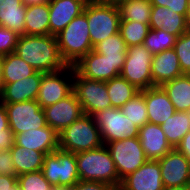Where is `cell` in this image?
Listing matches in <instances>:
<instances>
[{
  "instance_id": "1",
  "label": "cell",
  "mask_w": 190,
  "mask_h": 190,
  "mask_svg": "<svg viewBox=\"0 0 190 190\" xmlns=\"http://www.w3.org/2000/svg\"><path fill=\"white\" fill-rule=\"evenodd\" d=\"M15 53L31 65L36 71L51 73L66 68L55 36L22 35L19 36Z\"/></svg>"
},
{
  "instance_id": "2",
  "label": "cell",
  "mask_w": 190,
  "mask_h": 190,
  "mask_svg": "<svg viewBox=\"0 0 190 190\" xmlns=\"http://www.w3.org/2000/svg\"><path fill=\"white\" fill-rule=\"evenodd\" d=\"M75 156L79 180L104 182L114 188L120 187L121 180L106 145L78 152Z\"/></svg>"
},
{
  "instance_id": "3",
  "label": "cell",
  "mask_w": 190,
  "mask_h": 190,
  "mask_svg": "<svg viewBox=\"0 0 190 190\" xmlns=\"http://www.w3.org/2000/svg\"><path fill=\"white\" fill-rule=\"evenodd\" d=\"M55 37L61 57L67 65L73 66L94 49L90 40L87 16L84 12L75 17Z\"/></svg>"
},
{
  "instance_id": "4",
  "label": "cell",
  "mask_w": 190,
  "mask_h": 190,
  "mask_svg": "<svg viewBox=\"0 0 190 190\" xmlns=\"http://www.w3.org/2000/svg\"><path fill=\"white\" fill-rule=\"evenodd\" d=\"M58 136L59 149L75 154L104 145L98 126L92 116L86 114L63 129Z\"/></svg>"
},
{
  "instance_id": "5",
  "label": "cell",
  "mask_w": 190,
  "mask_h": 190,
  "mask_svg": "<svg viewBox=\"0 0 190 190\" xmlns=\"http://www.w3.org/2000/svg\"><path fill=\"white\" fill-rule=\"evenodd\" d=\"M83 12L87 16L91 44L99 42L119 32L120 17L117 7L88 1Z\"/></svg>"
},
{
  "instance_id": "6",
  "label": "cell",
  "mask_w": 190,
  "mask_h": 190,
  "mask_svg": "<svg viewBox=\"0 0 190 190\" xmlns=\"http://www.w3.org/2000/svg\"><path fill=\"white\" fill-rule=\"evenodd\" d=\"M73 80V92L81 104L83 113L92 115L93 113L105 110L111 107V100L108 96L106 82L87 79L81 76L71 66V74Z\"/></svg>"
},
{
  "instance_id": "7",
  "label": "cell",
  "mask_w": 190,
  "mask_h": 190,
  "mask_svg": "<svg viewBox=\"0 0 190 190\" xmlns=\"http://www.w3.org/2000/svg\"><path fill=\"white\" fill-rule=\"evenodd\" d=\"M91 116L100 130L104 145L125 138L138 137L139 128L122 113L120 108L111 106Z\"/></svg>"
},
{
  "instance_id": "8",
  "label": "cell",
  "mask_w": 190,
  "mask_h": 190,
  "mask_svg": "<svg viewBox=\"0 0 190 190\" xmlns=\"http://www.w3.org/2000/svg\"><path fill=\"white\" fill-rule=\"evenodd\" d=\"M44 177L52 186H74L79 182L75 153L57 149L44 157Z\"/></svg>"
},
{
  "instance_id": "9",
  "label": "cell",
  "mask_w": 190,
  "mask_h": 190,
  "mask_svg": "<svg viewBox=\"0 0 190 190\" xmlns=\"http://www.w3.org/2000/svg\"><path fill=\"white\" fill-rule=\"evenodd\" d=\"M152 58L153 54L143 45L127 47L126 59L120 76L139 90L152 87Z\"/></svg>"
},
{
  "instance_id": "10",
  "label": "cell",
  "mask_w": 190,
  "mask_h": 190,
  "mask_svg": "<svg viewBox=\"0 0 190 190\" xmlns=\"http://www.w3.org/2000/svg\"><path fill=\"white\" fill-rule=\"evenodd\" d=\"M105 145L115 163L120 180L136 171L147 161L138 137L125 138Z\"/></svg>"
},
{
  "instance_id": "11",
  "label": "cell",
  "mask_w": 190,
  "mask_h": 190,
  "mask_svg": "<svg viewBox=\"0 0 190 190\" xmlns=\"http://www.w3.org/2000/svg\"><path fill=\"white\" fill-rule=\"evenodd\" d=\"M9 127L14 134L47 126L44 110L36 100L4 103Z\"/></svg>"
},
{
  "instance_id": "12",
  "label": "cell",
  "mask_w": 190,
  "mask_h": 190,
  "mask_svg": "<svg viewBox=\"0 0 190 190\" xmlns=\"http://www.w3.org/2000/svg\"><path fill=\"white\" fill-rule=\"evenodd\" d=\"M123 65L124 63L109 62L105 56L91 50L73 66L81 76L87 79L107 82L120 76Z\"/></svg>"
},
{
  "instance_id": "13",
  "label": "cell",
  "mask_w": 190,
  "mask_h": 190,
  "mask_svg": "<svg viewBox=\"0 0 190 190\" xmlns=\"http://www.w3.org/2000/svg\"><path fill=\"white\" fill-rule=\"evenodd\" d=\"M65 71L71 73V65L55 72L43 74L36 98L42 109L66 98L73 92V81H67V78L62 75Z\"/></svg>"
},
{
  "instance_id": "14",
  "label": "cell",
  "mask_w": 190,
  "mask_h": 190,
  "mask_svg": "<svg viewBox=\"0 0 190 190\" xmlns=\"http://www.w3.org/2000/svg\"><path fill=\"white\" fill-rule=\"evenodd\" d=\"M43 110L47 125L58 134L84 114L74 92L55 104L43 108Z\"/></svg>"
},
{
  "instance_id": "15",
  "label": "cell",
  "mask_w": 190,
  "mask_h": 190,
  "mask_svg": "<svg viewBox=\"0 0 190 190\" xmlns=\"http://www.w3.org/2000/svg\"><path fill=\"white\" fill-rule=\"evenodd\" d=\"M158 160H147L136 171L121 180V190H162L164 184Z\"/></svg>"
},
{
  "instance_id": "16",
  "label": "cell",
  "mask_w": 190,
  "mask_h": 190,
  "mask_svg": "<svg viewBox=\"0 0 190 190\" xmlns=\"http://www.w3.org/2000/svg\"><path fill=\"white\" fill-rule=\"evenodd\" d=\"M158 161L164 186H185L190 182V160L176 148H173Z\"/></svg>"
},
{
  "instance_id": "17",
  "label": "cell",
  "mask_w": 190,
  "mask_h": 190,
  "mask_svg": "<svg viewBox=\"0 0 190 190\" xmlns=\"http://www.w3.org/2000/svg\"><path fill=\"white\" fill-rule=\"evenodd\" d=\"M89 0H50L49 35L59 34L75 17L79 16Z\"/></svg>"
},
{
  "instance_id": "18",
  "label": "cell",
  "mask_w": 190,
  "mask_h": 190,
  "mask_svg": "<svg viewBox=\"0 0 190 190\" xmlns=\"http://www.w3.org/2000/svg\"><path fill=\"white\" fill-rule=\"evenodd\" d=\"M138 138L147 160H159L173 149L158 124H144L139 128Z\"/></svg>"
},
{
  "instance_id": "19",
  "label": "cell",
  "mask_w": 190,
  "mask_h": 190,
  "mask_svg": "<svg viewBox=\"0 0 190 190\" xmlns=\"http://www.w3.org/2000/svg\"><path fill=\"white\" fill-rule=\"evenodd\" d=\"M15 144L43 152L46 155L59 149V136L53 128L47 125L40 129H29L16 134Z\"/></svg>"
},
{
  "instance_id": "20",
  "label": "cell",
  "mask_w": 190,
  "mask_h": 190,
  "mask_svg": "<svg viewBox=\"0 0 190 190\" xmlns=\"http://www.w3.org/2000/svg\"><path fill=\"white\" fill-rule=\"evenodd\" d=\"M140 92L145 98L149 123L162 125L174 114V105L161 86H152Z\"/></svg>"
},
{
  "instance_id": "21",
  "label": "cell",
  "mask_w": 190,
  "mask_h": 190,
  "mask_svg": "<svg viewBox=\"0 0 190 190\" xmlns=\"http://www.w3.org/2000/svg\"><path fill=\"white\" fill-rule=\"evenodd\" d=\"M43 74V72L36 71L29 77L18 80L14 83L5 84L0 93V100L3 103L36 100Z\"/></svg>"
},
{
  "instance_id": "22",
  "label": "cell",
  "mask_w": 190,
  "mask_h": 190,
  "mask_svg": "<svg viewBox=\"0 0 190 190\" xmlns=\"http://www.w3.org/2000/svg\"><path fill=\"white\" fill-rule=\"evenodd\" d=\"M182 75L184 74L180 68L178 56L173 48L153 55L151 64L153 86H161L165 82Z\"/></svg>"
},
{
  "instance_id": "23",
  "label": "cell",
  "mask_w": 190,
  "mask_h": 190,
  "mask_svg": "<svg viewBox=\"0 0 190 190\" xmlns=\"http://www.w3.org/2000/svg\"><path fill=\"white\" fill-rule=\"evenodd\" d=\"M149 26L152 30H166L179 37L186 32V16L164 6L152 5Z\"/></svg>"
},
{
  "instance_id": "24",
  "label": "cell",
  "mask_w": 190,
  "mask_h": 190,
  "mask_svg": "<svg viewBox=\"0 0 190 190\" xmlns=\"http://www.w3.org/2000/svg\"><path fill=\"white\" fill-rule=\"evenodd\" d=\"M26 7L22 0H0V26L24 35Z\"/></svg>"
},
{
  "instance_id": "25",
  "label": "cell",
  "mask_w": 190,
  "mask_h": 190,
  "mask_svg": "<svg viewBox=\"0 0 190 190\" xmlns=\"http://www.w3.org/2000/svg\"><path fill=\"white\" fill-rule=\"evenodd\" d=\"M16 176L42 170L45 154L40 151L18 146L10 149Z\"/></svg>"
},
{
  "instance_id": "26",
  "label": "cell",
  "mask_w": 190,
  "mask_h": 190,
  "mask_svg": "<svg viewBox=\"0 0 190 190\" xmlns=\"http://www.w3.org/2000/svg\"><path fill=\"white\" fill-rule=\"evenodd\" d=\"M161 87L174 105L175 111L190 112V78L187 74L167 81Z\"/></svg>"
},
{
  "instance_id": "27",
  "label": "cell",
  "mask_w": 190,
  "mask_h": 190,
  "mask_svg": "<svg viewBox=\"0 0 190 190\" xmlns=\"http://www.w3.org/2000/svg\"><path fill=\"white\" fill-rule=\"evenodd\" d=\"M24 35H49L48 3L26 7Z\"/></svg>"
},
{
  "instance_id": "28",
  "label": "cell",
  "mask_w": 190,
  "mask_h": 190,
  "mask_svg": "<svg viewBox=\"0 0 190 190\" xmlns=\"http://www.w3.org/2000/svg\"><path fill=\"white\" fill-rule=\"evenodd\" d=\"M167 141L173 148L181 142L183 137L190 131V112L175 111L162 125Z\"/></svg>"
},
{
  "instance_id": "29",
  "label": "cell",
  "mask_w": 190,
  "mask_h": 190,
  "mask_svg": "<svg viewBox=\"0 0 190 190\" xmlns=\"http://www.w3.org/2000/svg\"><path fill=\"white\" fill-rule=\"evenodd\" d=\"M3 82L14 83L33 75L36 70L15 52L2 56Z\"/></svg>"
},
{
  "instance_id": "30",
  "label": "cell",
  "mask_w": 190,
  "mask_h": 190,
  "mask_svg": "<svg viewBox=\"0 0 190 190\" xmlns=\"http://www.w3.org/2000/svg\"><path fill=\"white\" fill-rule=\"evenodd\" d=\"M106 87L111 105L115 108L122 107L126 102L140 93V90L136 86L121 76L108 80Z\"/></svg>"
},
{
  "instance_id": "31",
  "label": "cell",
  "mask_w": 190,
  "mask_h": 190,
  "mask_svg": "<svg viewBox=\"0 0 190 190\" xmlns=\"http://www.w3.org/2000/svg\"><path fill=\"white\" fill-rule=\"evenodd\" d=\"M120 20L138 21L149 24L152 4L150 0H126L117 7Z\"/></svg>"
},
{
  "instance_id": "32",
  "label": "cell",
  "mask_w": 190,
  "mask_h": 190,
  "mask_svg": "<svg viewBox=\"0 0 190 190\" xmlns=\"http://www.w3.org/2000/svg\"><path fill=\"white\" fill-rule=\"evenodd\" d=\"M100 55L105 56L109 62L125 63L127 46L120 32L106 38L94 46L93 49Z\"/></svg>"
},
{
  "instance_id": "33",
  "label": "cell",
  "mask_w": 190,
  "mask_h": 190,
  "mask_svg": "<svg viewBox=\"0 0 190 190\" xmlns=\"http://www.w3.org/2000/svg\"><path fill=\"white\" fill-rule=\"evenodd\" d=\"M149 30V24L120 20L119 32L127 47L142 45Z\"/></svg>"
},
{
  "instance_id": "34",
  "label": "cell",
  "mask_w": 190,
  "mask_h": 190,
  "mask_svg": "<svg viewBox=\"0 0 190 190\" xmlns=\"http://www.w3.org/2000/svg\"><path fill=\"white\" fill-rule=\"evenodd\" d=\"M176 39L177 37L175 35L170 34L166 30L150 29L142 45L155 55L165 50L172 49L175 45Z\"/></svg>"
},
{
  "instance_id": "35",
  "label": "cell",
  "mask_w": 190,
  "mask_h": 190,
  "mask_svg": "<svg viewBox=\"0 0 190 190\" xmlns=\"http://www.w3.org/2000/svg\"><path fill=\"white\" fill-rule=\"evenodd\" d=\"M120 110L127 118L133 121L138 128H141L148 122L145 98L141 92L120 107Z\"/></svg>"
},
{
  "instance_id": "36",
  "label": "cell",
  "mask_w": 190,
  "mask_h": 190,
  "mask_svg": "<svg viewBox=\"0 0 190 190\" xmlns=\"http://www.w3.org/2000/svg\"><path fill=\"white\" fill-rule=\"evenodd\" d=\"M20 190H52V185L44 177L42 170L17 176Z\"/></svg>"
},
{
  "instance_id": "37",
  "label": "cell",
  "mask_w": 190,
  "mask_h": 190,
  "mask_svg": "<svg viewBox=\"0 0 190 190\" xmlns=\"http://www.w3.org/2000/svg\"><path fill=\"white\" fill-rule=\"evenodd\" d=\"M173 49L178 56L183 74H188L190 72V33L186 31L177 37Z\"/></svg>"
},
{
  "instance_id": "38",
  "label": "cell",
  "mask_w": 190,
  "mask_h": 190,
  "mask_svg": "<svg viewBox=\"0 0 190 190\" xmlns=\"http://www.w3.org/2000/svg\"><path fill=\"white\" fill-rule=\"evenodd\" d=\"M19 35L0 26V56L14 53Z\"/></svg>"
},
{
  "instance_id": "39",
  "label": "cell",
  "mask_w": 190,
  "mask_h": 190,
  "mask_svg": "<svg viewBox=\"0 0 190 190\" xmlns=\"http://www.w3.org/2000/svg\"><path fill=\"white\" fill-rule=\"evenodd\" d=\"M152 5L164 6L187 17L190 10V0H150Z\"/></svg>"
},
{
  "instance_id": "40",
  "label": "cell",
  "mask_w": 190,
  "mask_h": 190,
  "mask_svg": "<svg viewBox=\"0 0 190 190\" xmlns=\"http://www.w3.org/2000/svg\"><path fill=\"white\" fill-rule=\"evenodd\" d=\"M0 175L16 176L10 150L0 151Z\"/></svg>"
},
{
  "instance_id": "41",
  "label": "cell",
  "mask_w": 190,
  "mask_h": 190,
  "mask_svg": "<svg viewBox=\"0 0 190 190\" xmlns=\"http://www.w3.org/2000/svg\"><path fill=\"white\" fill-rule=\"evenodd\" d=\"M113 188L114 187L104 182L80 180L72 187V190H112Z\"/></svg>"
},
{
  "instance_id": "42",
  "label": "cell",
  "mask_w": 190,
  "mask_h": 190,
  "mask_svg": "<svg viewBox=\"0 0 190 190\" xmlns=\"http://www.w3.org/2000/svg\"><path fill=\"white\" fill-rule=\"evenodd\" d=\"M15 143V134L8 127L3 129V132H0V151L10 150Z\"/></svg>"
},
{
  "instance_id": "43",
  "label": "cell",
  "mask_w": 190,
  "mask_h": 190,
  "mask_svg": "<svg viewBox=\"0 0 190 190\" xmlns=\"http://www.w3.org/2000/svg\"><path fill=\"white\" fill-rule=\"evenodd\" d=\"M0 190H20L17 176L0 175Z\"/></svg>"
},
{
  "instance_id": "44",
  "label": "cell",
  "mask_w": 190,
  "mask_h": 190,
  "mask_svg": "<svg viewBox=\"0 0 190 190\" xmlns=\"http://www.w3.org/2000/svg\"><path fill=\"white\" fill-rule=\"evenodd\" d=\"M176 149L190 160V131L183 137Z\"/></svg>"
},
{
  "instance_id": "45",
  "label": "cell",
  "mask_w": 190,
  "mask_h": 190,
  "mask_svg": "<svg viewBox=\"0 0 190 190\" xmlns=\"http://www.w3.org/2000/svg\"><path fill=\"white\" fill-rule=\"evenodd\" d=\"M9 127V121L4 103L0 100V132Z\"/></svg>"
},
{
  "instance_id": "46",
  "label": "cell",
  "mask_w": 190,
  "mask_h": 190,
  "mask_svg": "<svg viewBox=\"0 0 190 190\" xmlns=\"http://www.w3.org/2000/svg\"><path fill=\"white\" fill-rule=\"evenodd\" d=\"M92 2L102 4V5H108L113 7H118L122 3L126 2V0H90Z\"/></svg>"
},
{
  "instance_id": "47",
  "label": "cell",
  "mask_w": 190,
  "mask_h": 190,
  "mask_svg": "<svg viewBox=\"0 0 190 190\" xmlns=\"http://www.w3.org/2000/svg\"><path fill=\"white\" fill-rule=\"evenodd\" d=\"M25 6H33L38 4L49 3L50 0H22Z\"/></svg>"
},
{
  "instance_id": "48",
  "label": "cell",
  "mask_w": 190,
  "mask_h": 190,
  "mask_svg": "<svg viewBox=\"0 0 190 190\" xmlns=\"http://www.w3.org/2000/svg\"><path fill=\"white\" fill-rule=\"evenodd\" d=\"M3 87H4V82H3L2 56H0V93Z\"/></svg>"
},
{
  "instance_id": "49",
  "label": "cell",
  "mask_w": 190,
  "mask_h": 190,
  "mask_svg": "<svg viewBox=\"0 0 190 190\" xmlns=\"http://www.w3.org/2000/svg\"><path fill=\"white\" fill-rule=\"evenodd\" d=\"M52 190H72V186L56 185L52 186Z\"/></svg>"
},
{
  "instance_id": "50",
  "label": "cell",
  "mask_w": 190,
  "mask_h": 190,
  "mask_svg": "<svg viewBox=\"0 0 190 190\" xmlns=\"http://www.w3.org/2000/svg\"><path fill=\"white\" fill-rule=\"evenodd\" d=\"M162 190H185V186H173V187L164 186Z\"/></svg>"
},
{
  "instance_id": "51",
  "label": "cell",
  "mask_w": 190,
  "mask_h": 190,
  "mask_svg": "<svg viewBox=\"0 0 190 190\" xmlns=\"http://www.w3.org/2000/svg\"><path fill=\"white\" fill-rule=\"evenodd\" d=\"M186 31L190 33V10L188 12V15L186 17Z\"/></svg>"
},
{
  "instance_id": "52",
  "label": "cell",
  "mask_w": 190,
  "mask_h": 190,
  "mask_svg": "<svg viewBox=\"0 0 190 190\" xmlns=\"http://www.w3.org/2000/svg\"><path fill=\"white\" fill-rule=\"evenodd\" d=\"M185 190H190V182L187 185H185Z\"/></svg>"
},
{
  "instance_id": "53",
  "label": "cell",
  "mask_w": 190,
  "mask_h": 190,
  "mask_svg": "<svg viewBox=\"0 0 190 190\" xmlns=\"http://www.w3.org/2000/svg\"><path fill=\"white\" fill-rule=\"evenodd\" d=\"M112 190H121V189L118 187V188H113Z\"/></svg>"
}]
</instances>
